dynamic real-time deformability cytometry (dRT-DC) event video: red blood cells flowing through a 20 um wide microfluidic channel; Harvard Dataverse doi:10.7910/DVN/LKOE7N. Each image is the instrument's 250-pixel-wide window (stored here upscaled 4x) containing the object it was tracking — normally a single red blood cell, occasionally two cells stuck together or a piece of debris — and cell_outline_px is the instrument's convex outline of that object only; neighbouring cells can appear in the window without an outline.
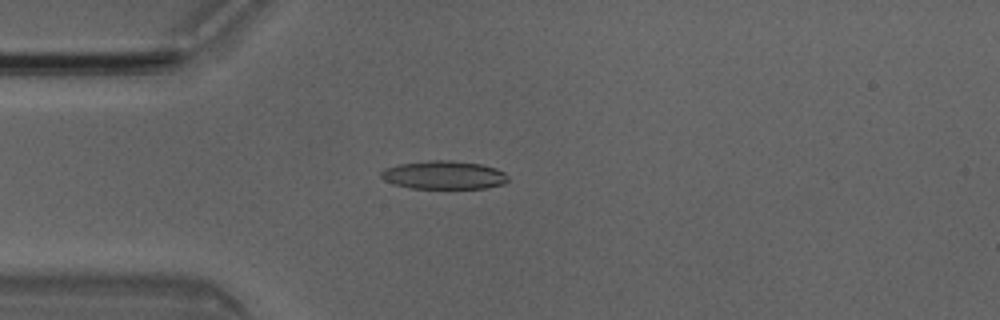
{"species": "Egyptian fruit bat (a non-hibernating species)", "species_latin": "Rousettus aegyptiacus", "temperature_condition": "room temperature", "stored_images_in_passage": 50, "camera_frame_rate_fps": 3000, "um_per_image_px": 0.085, "animal": {"sex": "male"}, "frame": {"image": 1, "passage_image": 13, "time_ms": 4.0, "image_size_px": [1000, 320], "cell_outline_px": [[508, 180], [504, 184], [488, 188], [408, 188], [392, 184], [384, 180], [380, 176], [380, 172], [384, 168], [400, 164], [428, 160], [452, 160], [484, 164], [496, 168], [504, 172], [508, 176]], "centroid_in_image_um": [37.73, 14.87], "position_along_channel_um": 47.3, "area_um2": 21.27}}
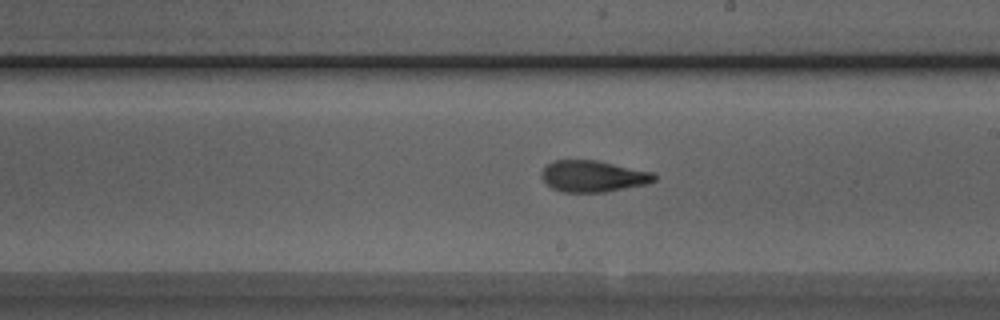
{"frame": {"image": 2, "passage_image": 28, "time_ms": 9.0, "image_size_px": [1000, 320], "cell_outline_px": [[656, 180], [648, 184], [604, 192], [564, 192], [552, 188], [540, 176], [540, 172], [548, 164], [556, 160], [596, 160], [652, 172], [656, 176]], "centroid_in_image_um": [50.41, 14.98], "position_along_channel_um": 238.6, "area_um2": 20.52}}
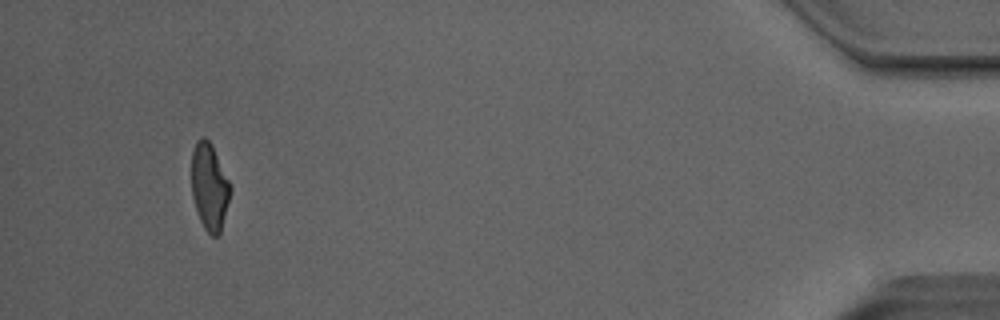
{"frame": {"image": 3, "passage_image": 47, "time_ms": 15.333, "image_size_px": [1000, 320], "cell_outline_px": [[232, 188], [220, 236], [212, 236], [204, 228], [200, 220], [192, 196], [192, 152], [196, 140], [200, 136], [204, 136], [212, 144], [232, 184]], "centroid_in_image_um": [17.83, 15.85], "position_along_channel_um": 417.4, "area_um2": 20.0}, "authors_computed_cell_mechanics": {"area_um2": 20.7502, "velocity_mm_per_s": 4.0692, "shape_relaxation_time_tau1_ms": 6.0622, "shape_relaxation_time_tau2_ms": 2.4374, "deformation_change_tau1": 0.1765, "deformation_change_tau2": 0.1157}}